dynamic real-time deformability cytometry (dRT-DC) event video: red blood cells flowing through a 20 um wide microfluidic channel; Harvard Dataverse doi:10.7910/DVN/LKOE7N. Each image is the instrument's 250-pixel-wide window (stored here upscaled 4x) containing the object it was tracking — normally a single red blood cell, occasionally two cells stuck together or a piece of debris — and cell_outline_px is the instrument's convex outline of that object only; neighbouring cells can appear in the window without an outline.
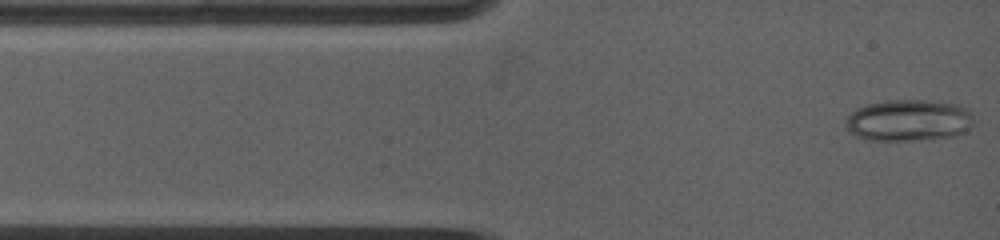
{"species": "common noctule bat (a hibernating species)", "species_latin": "Nyctalus noctula", "temperature_condition": "warm", "stored_images_in_passage": 13, "camera_frame_rate_fps": 5000, "um_per_image_px": 0.085, "animal": {"sex": "female", "body_mass_g": 19.0, "forearm_length_mm": 53.3}, "frame": {"image": 1, "passage_image": 1, "time_ms": 0.0, "image_size_px": [1000, 240], "cell_outline_px": [[972, 124], [964, 132], [952, 136], [932, 140], [868, 140], [856, 136], [848, 132], [844, 124], [844, 120], [856, 108], [868, 104], [888, 100], [932, 100], [956, 104], [968, 108], [972, 112]], "centroid_in_image_um": [77.22, 10.23], "position_along_channel_um": 7.8, "area_um2": 31.44}}
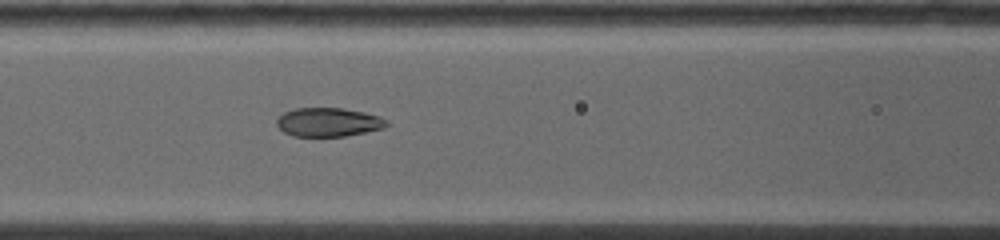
{"frame": {"image": 2, "passage_image": 13, "time_ms": 4.4, "image_size_px": [1000, 240], "cell_outline_px": [[388, 124], [384, 128], [344, 136], [292, 136], [284, 132], [276, 124], [276, 120], [284, 112], [296, 108], [344, 108], [364, 112], [380, 116], [388, 120]], "centroid_in_image_um": [27.92, 10.38], "position_along_channel_um": 138.7, "area_um2": 18.44}}